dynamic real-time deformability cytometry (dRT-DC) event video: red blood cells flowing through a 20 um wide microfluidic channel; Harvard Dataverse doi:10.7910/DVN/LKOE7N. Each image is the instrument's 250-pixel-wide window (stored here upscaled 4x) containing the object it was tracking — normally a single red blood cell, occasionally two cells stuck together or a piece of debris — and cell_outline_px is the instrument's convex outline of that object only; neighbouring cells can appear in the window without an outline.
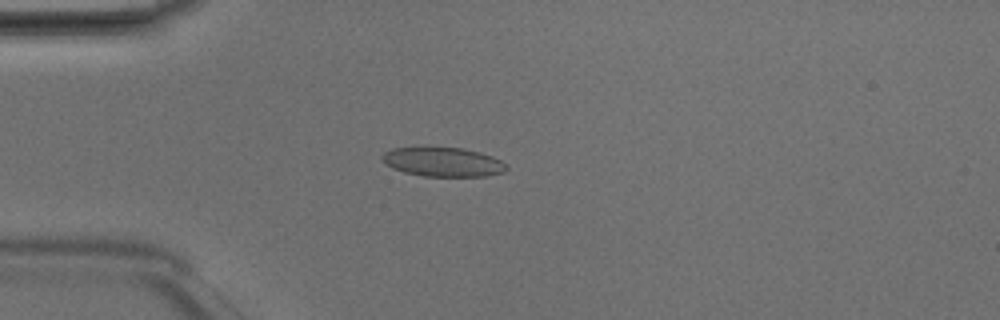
{"species": "Egyptian fruit bat (a non-hibernating species)", "species_latin": "Rousettus aegyptiacus", "temperature_condition": "room temperature", "stored_images_in_passage": 47, "camera_frame_rate_fps": 3000, "um_per_image_px": 0.085, "animal": {"sex": "male"}, "frame": {"image": 1, "passage_image": 12, "time_ms": 3.667, "image_size_px": [1000, 320], "cell_outline_px": [[508, 168], [504, 172], [488, 176], [424, 176], [404, 172], [392, 168], [380, 160], [380, 156], [384, 152], [392, 148], [464, 148], [480, 152], [492, 156], [500, 160]], "centroid_in_image_um": [37.63, 13.77], "position_along_channel_um": 47.4, "area_um2": 21.1}}
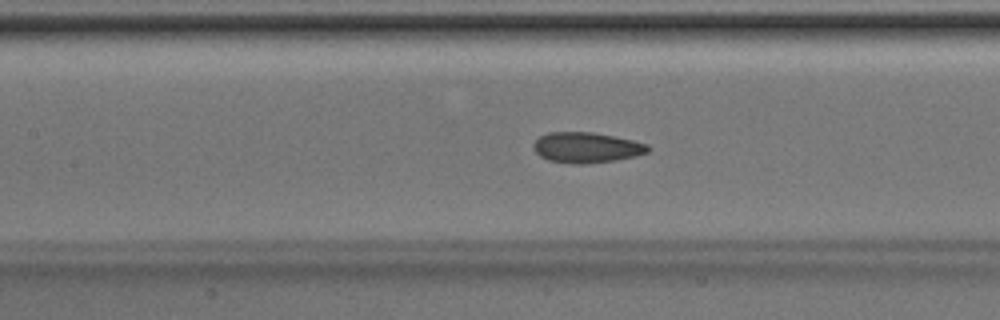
{"frame": {"image": 2, "passage_image": 21, "time_ms": 6.667, "image_size_px": [1000, 320], "cell_outline_px": [[652, 148], [648, 152], [636, 156], [612, 160], [580, 164], [572, 164], [548, 160], [540, 156], [532, 148], [532, 144], [540, 136], [548, 132], [592, 132], [632, 140], [648, 144]], "centroid_in_image_um": [49.83, 12.53], "position_along_channel_um": 157.6, "area_um2": 20.29}}
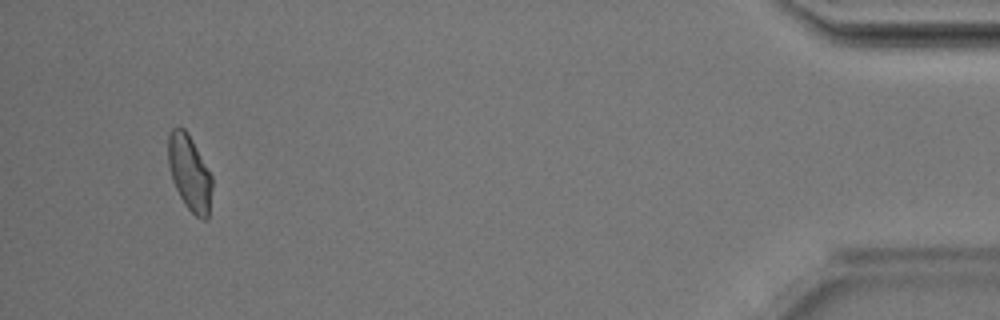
{"frame": {"image": 3, "passage_image": 45, "time_ms": 14.667, "image_size_px": [1000, 320], "cell_outline_px": [[212, 188], [208, 220], [200, 220], [184, 204], [172, 180], [168, 164], [168, 136], [172, 128], [184, 128], [188, 132], [212, 176]], "centroid_in_image_um": [16.12, 14.71], "position_along_channel_um": 419.1, "area_um2": 19.36}, "authors_computed_cell_mechanics": {"area_um2": 20.3456, "velocity_mm_per_s": 4.1888, "shape_relaxation_time_tau1_ms": 8.2596, "shape_relaxation_time_tau2_ms": 1.6808, "deformation_change_tau1": 0.1651, "deformation_change_tau2": 0.0673}}